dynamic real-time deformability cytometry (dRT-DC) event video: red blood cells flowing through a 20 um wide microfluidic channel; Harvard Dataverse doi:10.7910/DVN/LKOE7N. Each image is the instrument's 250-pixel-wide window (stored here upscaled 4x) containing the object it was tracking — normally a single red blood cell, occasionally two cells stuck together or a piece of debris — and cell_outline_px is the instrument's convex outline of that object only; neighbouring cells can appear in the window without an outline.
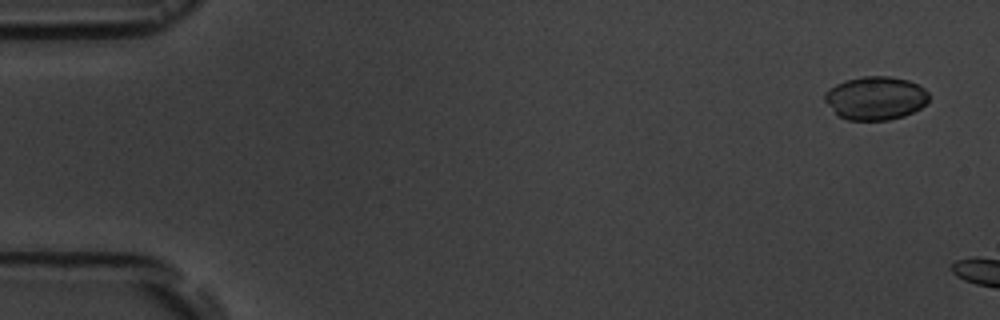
{"species": "common noctule bat (a hibernating species)", "species_latin": "Nyctalus noctula", "temperature_condition": "room temperature", "stored_images_in_passage": 3, "camera_frame_rate_fps": 3000, "um_per_image_px": 0.085, "animal": {"sex": "male", "body_mass_g": 19.5, "forearm_length_mm": 54.6}, "frame": {"image": 1, "passage_image": 1, "time_ms": 0.0, "image_size_px": [1000, 320], "cell_outline_px": [[928, 100], [920, 108], [904, 116], [888, 120], [848, 120], [840, 116], [824, 100], [824, 92], [836, 84], [848, 80], [864, 76], [888, 76], [908, 80], [924, 88], [928, 92]], "centroid_in_image_um": [74.42, 8.34], "position_along_channel_um": 10.6, "area_um2": 26.07}}